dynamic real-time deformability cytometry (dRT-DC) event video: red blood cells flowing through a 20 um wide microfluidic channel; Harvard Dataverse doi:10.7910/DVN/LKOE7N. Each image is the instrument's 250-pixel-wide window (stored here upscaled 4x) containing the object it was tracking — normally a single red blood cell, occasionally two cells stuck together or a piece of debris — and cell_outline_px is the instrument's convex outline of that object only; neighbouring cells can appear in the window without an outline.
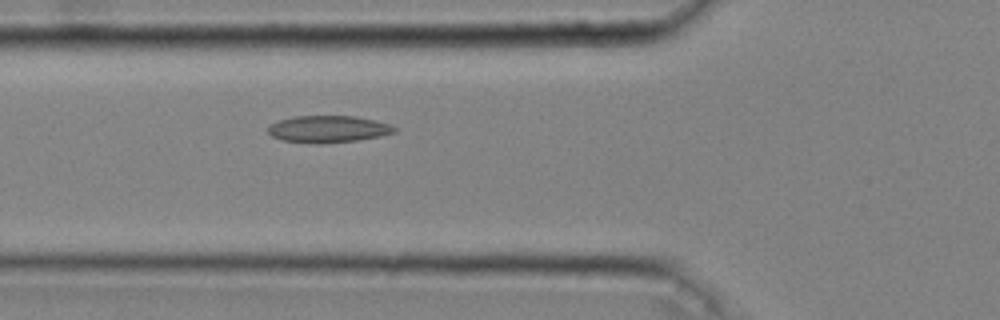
{"species": "common noctule bat (a hibernating species)", "species_latin": "Nyctalus noctula", "temperature_condition": "cold", "stored_images_in_passage": 36, "camera_frame_rate_fps": 3000, "um_per_image_px": 0.085, "animal": {"sex": "male", "body_mass_g": 20.4}, "frame": {"image": 1, "passage_image": 11, "time_ms": 3.333, "image_size_px": [1000, 320], "cell_outline_px": [[396, 132], [380, 136], [356, 140], [320, 144], [316, 144], [280, 140], [272, 136], [268, 132], [268, 128], [272, 124], [280, 120], [296, 116], [356, 116], [376, 120], [388, 124], [396, 128]], "centroid_in_image_um": [27.89, 10.98], "position_along_channel_um": 97.9, "area_um2": 19.77}}
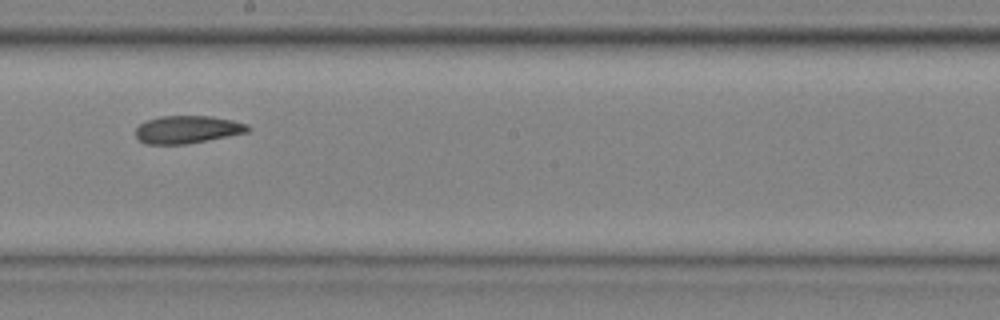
{"frame": {"image": 2, "passage_image": 21, "time_ms": 6.667, "image_size_px": [1000, 320], "cell_outline_px": [[252, 128], [248, 132], [188, 144], [144, 144], [136, 136], [136, 128], [140, 124], [148, 120], [160, 116], [212, 116], [232, 120], [248, 124]], "centroid_in_image_um": [15.95, 11.01], "position_along_channel_um": 232.2, "area_um2": 18.15}}
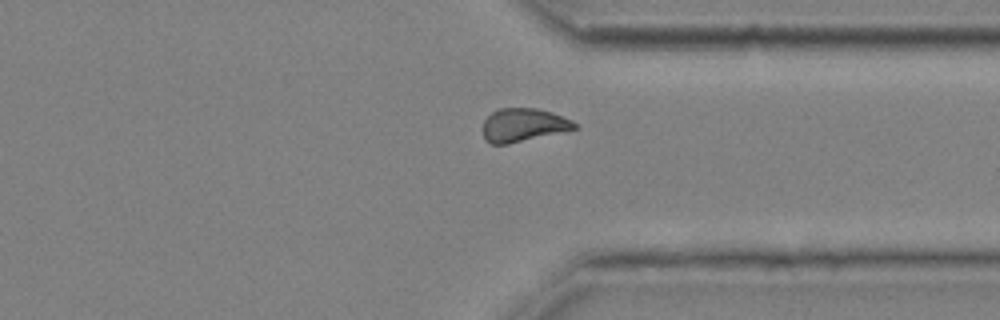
{"frame": {"image": 3, "passage_image": 31, "time_ms": 10.0, "image_size_px": [1000, 320], "cell_outline_px": [[580, 128], [508, 144], [492, 144], [484, 140], [484, 120], [492, 112], [500, 108], [536, 108], [552, 112], [572, 120], [580, 124]], "centroid_in_image_um": [44.53, 10.63], "position_along_channel_um": 366.9, "area_um2": 17.92}, "authors_computed_cell_mechanics": {"area_um2": 18.6116, "velocity_mm_per_s": 4.0318, "shape_relaxation_time_tau1_ms": 6.3016, "shape_relaxation_time_tau2_ms": 2.608, "deformation_change_tau1": 0.0763, "deformation_change_tau2": 0.0839}}